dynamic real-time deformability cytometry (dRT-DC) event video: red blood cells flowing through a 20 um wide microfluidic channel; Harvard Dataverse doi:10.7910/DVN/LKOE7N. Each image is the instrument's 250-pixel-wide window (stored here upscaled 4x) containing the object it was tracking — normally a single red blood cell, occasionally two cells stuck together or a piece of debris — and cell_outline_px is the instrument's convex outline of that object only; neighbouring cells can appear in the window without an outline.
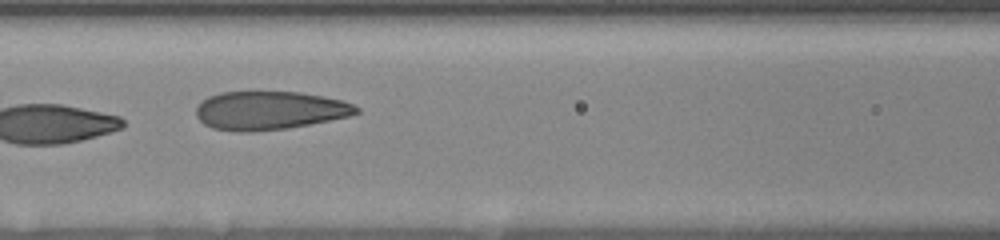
{"species": "human", "species_latin": "Homo sapiens", "temperature_condition": "room temperature", "stored_images_in_passage": 23, "camera_frame_rate_fps": 3000, "um_per_image_px": 0.085, "donor": {"sex": "female"}, "frame": {"image": 1, "passage_image": 14, "time_ms": 9.333, "image_size_px": [1000, 240], "cell_outline_px": [[360, 112], [348, 116], [288, 128], [252, 132], [240, 132], [212, 128], [204, 124], [196, 116], [196, 108], [208, 96], [220, 92], [300, 92], [324, 96], [344, 100], [360, 108]], "centroid_in_image_um": [22.91, 9.39], "position_along_channel_um": 143.7, "area_um2": 35.89}, "authors_computed_cell_mechanics": {"area_um2": 39.8242, "velocity_mm_per_s": 3.5294, "shape_relaxation_time_tau1_ms": 7.8374, "shape_relaxation_time_tau2_ms": null, "deformation_change_tau1": 0.279, "deformation_change_tau2": null}}